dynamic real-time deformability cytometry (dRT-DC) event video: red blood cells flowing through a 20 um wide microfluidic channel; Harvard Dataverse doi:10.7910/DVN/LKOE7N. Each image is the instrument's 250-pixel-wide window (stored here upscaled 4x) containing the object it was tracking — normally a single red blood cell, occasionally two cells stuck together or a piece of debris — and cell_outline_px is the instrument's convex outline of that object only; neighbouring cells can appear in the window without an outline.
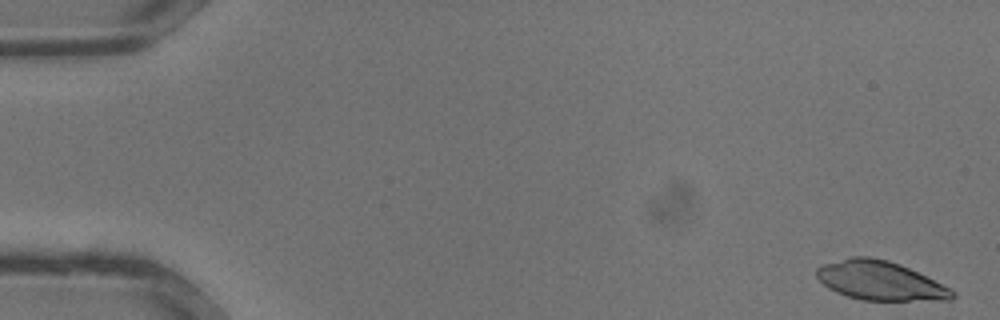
{"species": "common noctule bat (a hibernating species)", "species_latin": "Nyctalus noctula", "temperature_condition": "warm", "stored_images_in_passage": 13, "camera_frame_rate_fps": 3000, "um_per_image_px": 0.085, "animal": {"sex": "male", "body_mass_g": 13.3}, "frame": {"image": 1, "passage_image": 1, "time_ms": 0.0, "image_size_px": [1000, 320], "cell_outline_px": [[956, 296], [948, 300], [864, 300], [848, 296], [836, 292], [828, 288], [816, 276], [816, 268], [824, 264], [852, 256], [872, 256], [888, 260], [900, 264], [956, 292]], "centroid_in_image_um": [74.77, 23.85], "position_along_channel_um": 10.2, "area_um2": 30.46}}
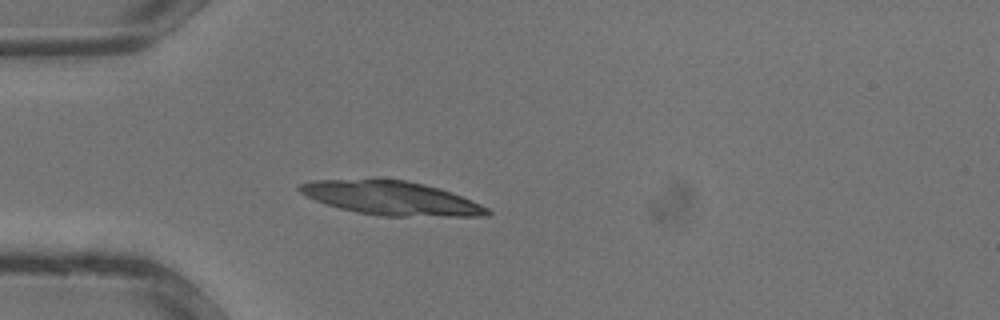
{"frame": {"image": 2, "passage_image": 10, "time_ms": 3.0, "image_size_px": [1000, 320], "cell_outline_px": [[492, 212], [488, 216], [380, 216], [356, 212], [340, 208], [316, 200], [300, 192], [296, 188], [300, 184], [312, 180], [372, 176], [376, 176], [404, 180], [424, 184], [440, 188], [452, 192], [480, 204], [488, 208]], "centroid_in_image_um": [33.21, 16.79], "position_along_channel_um": 51.8, "area_um2": 37.92}}
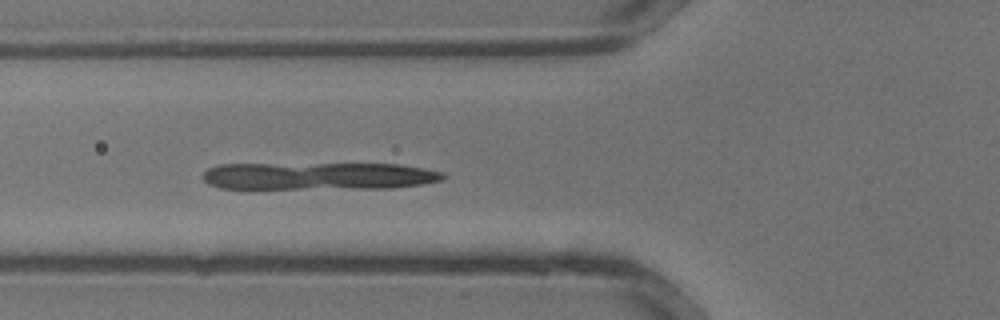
{"frame": {"image": 3, "passage_image": 13, "time_ms": 4.0, "image_size_px": [1000, 320], "cell_outline_px": [[448, 176], [440, 180], [420, 184], [392, 188], [220, 188], [208, 184], [200, 176], [208, 168], [216, 164], [400, 164], [424, 168], [444, 172]], "centroid_in_image_um": [27.06, 14.95], "position_along_channel_um": 98.7, "area_um2": 38.44}}